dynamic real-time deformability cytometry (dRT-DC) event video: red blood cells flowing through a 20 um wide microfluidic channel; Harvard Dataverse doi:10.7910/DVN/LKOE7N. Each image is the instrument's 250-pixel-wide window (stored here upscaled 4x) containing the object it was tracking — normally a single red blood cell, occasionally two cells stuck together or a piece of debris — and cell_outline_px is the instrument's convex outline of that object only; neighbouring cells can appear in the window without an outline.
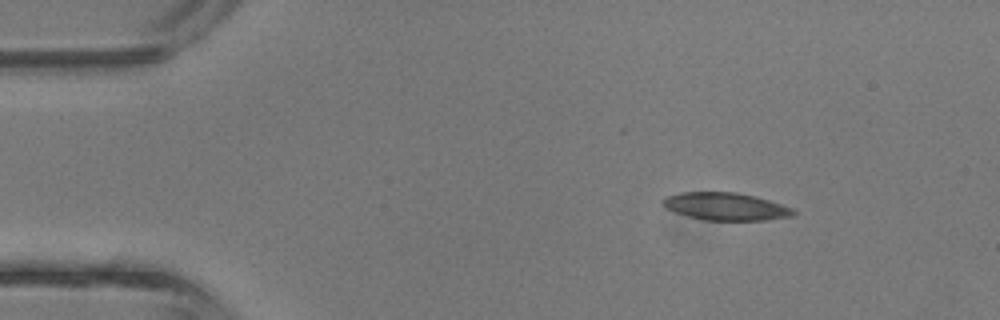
{"species": "common noctule bat (a hibernating species)", "species_latin": "Nyctalus noctula", "temperature_condition": "room temperature", "stored_images_in_passage": 36, "camera_frame_rate_fps": 3000, "um_per_image_px": 0.085, "animal": {"sex": "male", "body_mass_g": 13.3}, "frame": {"image": 1, "passage_image": 1, "time_ms": 0.0, "image_size_px": [1000, 320], "cell_outline_px": [[796, 212], [792, 216], [764, 220], [704, 220], [688, 216], [676, 212], [660, 204], [660, 200], [664, 196], [680, 192], [736, 192], [768, 200], [792, 208]], "centroid_in_image_um": [61.62, 17.54], "position_along_channel_um": 23.4, "area_um2": 20.87}}
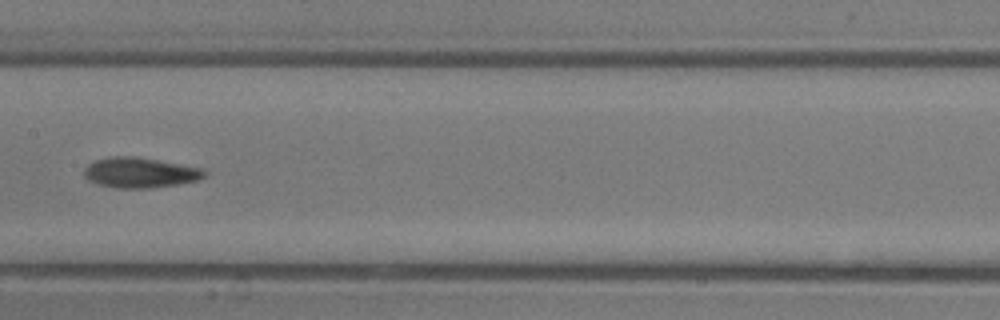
{"frame": {"image": 2, "passage_image": 16, "time_ms": 5.0, "image_size_px": [1000, 320], "cell_outline_px": [[208, 172], [204, 176], [196, 180], [176, 184], [148, 188], [120, 188], [100, 184], [88, 180], [84, 176], [84, 168], [88, 164], [96, 160], [112, 156], [132, 156], [204, 168]], "centroid_in_image_um": [11.89, 14.66], "position_along_channel_um": 195.5, "area_um2": 20.92}}
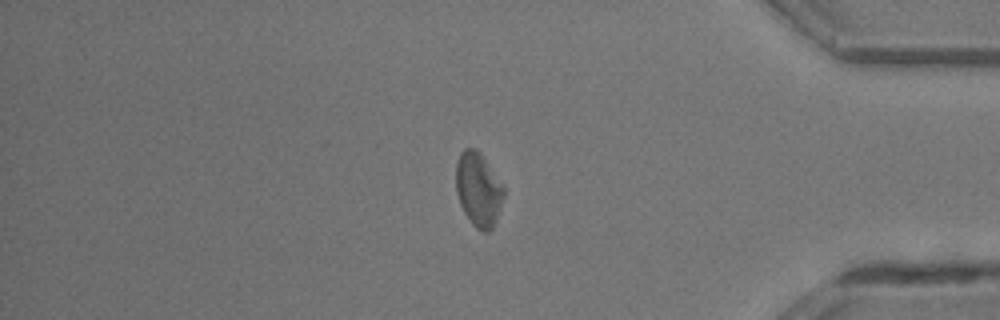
{"frame": {"image": 3, "passage_image": 30, "time_ms": 9.667, "image_size_px": [1000, 320], "cell_outline_px": [[504, 196], [496, 220], [492, 228], [488, 232], [480, 232], [472, 224], [464, 212], [460, 204], [456, 192], [456, 164], [460, 152], [464, 148], [476, 148], [480, 152], [504, 188]], "centroid_in_image_um": [40.64, 16.11], "position_along_channel_um": 394.6, "area_um2": 20.52}}